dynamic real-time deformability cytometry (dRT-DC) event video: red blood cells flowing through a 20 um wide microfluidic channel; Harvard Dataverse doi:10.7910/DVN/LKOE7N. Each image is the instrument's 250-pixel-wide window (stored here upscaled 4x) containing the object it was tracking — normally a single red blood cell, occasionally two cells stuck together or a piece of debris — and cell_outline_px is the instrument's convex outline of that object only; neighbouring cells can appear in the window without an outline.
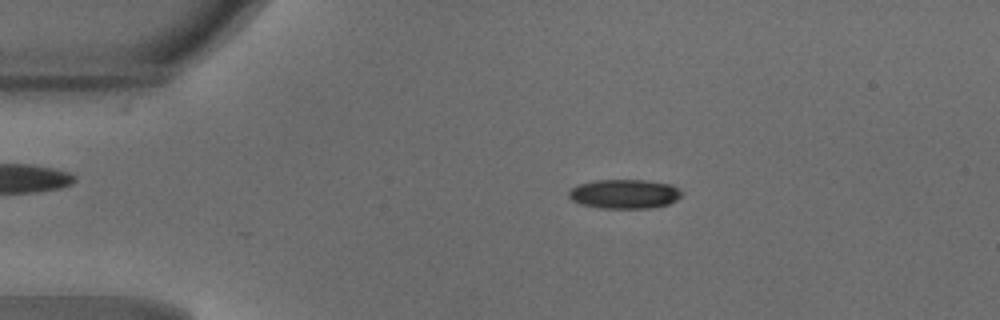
{"species": "common noctule bat (a hibernating species)", "species_latin": "Nyctalus noctula", "temperature_condition": "warm", "stored_images_in_passage": 47, "camera_frame_rate_fps": 3000, "um_per_image_px": 0.085, "animal": {"sex": "male", "body_mass_g": 18.8}, "frame": {"image": 1, "passage_image": 9, "time_ms": 2.667, "image_size_px": [1000, 320], "cell_outline_px": [[680, 196], [676, 200], [668, 204], [652, 208], [600, 208], [580, 204], [572, 200], [568, 196], [568, 192], [572, 188], [580, 184], [596, 180], [644, 180], [672, 184], [680, 192]], "centroid_in_image_um": [53.05, 16.49], "position_along_channel_um": 31.9, "area_um2": 19.13}}
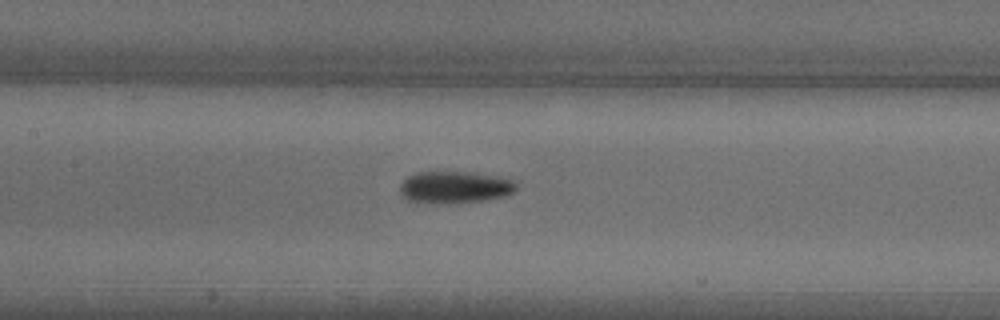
{"frame": {"image": 2, "passage_image": 22, "time_ms": 7.0, "image_size_px": [1000, 320], "cell_outline_px": [[516, 188], [512, 192], [504, 196], [484, 200], [416, 204], [408, 200], [400, 192], [400, 184], [408, 176], [416, 172], [468, 172], [508, 176], [516, 184]], "centroid_in_image_um": [38.65, 15.9], "position_along_channel_um": 168.8, "area_um2": 21.79}}
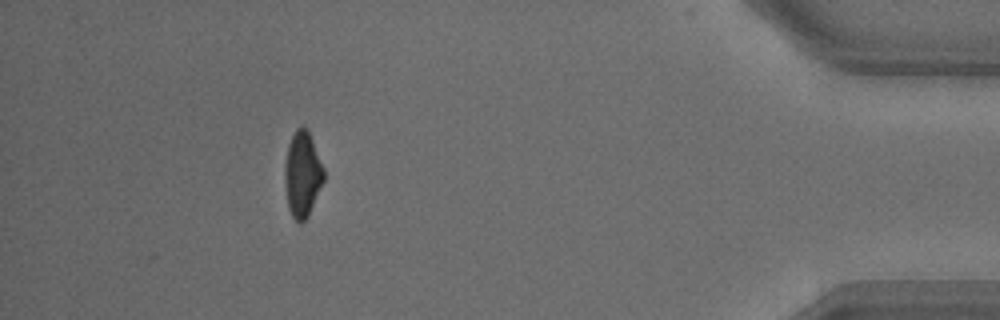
{"frame": {"image": 3, "passage_image": 43, "time_ms": 14.0, "image_size_px": [1000, 320], "cell_outline_px": [[324, 180], [308, 216], [300, 224], [292, 216], [288, 208], [284, 180], [284, 164], [288, 144], [296, 128], [304, 128], [308, 132], [312, 140], [324, 168]], "centroid_in_image_um": [25.69, 14.84], "position_along_channel_um": 409.5, "area_um2": 19.31}, "authors_computed_cell_mechanics": {"area_um2": 19.941, "velocity_mm_per_s": 4.218, "shape_relaxation_time_tau1_ms": 2.6778, "shape_relaxation_time_tau2_ms": 3.2998, "deformation_change_tau1": 0.1548, "deformation_change_tau2": 0.1044}}